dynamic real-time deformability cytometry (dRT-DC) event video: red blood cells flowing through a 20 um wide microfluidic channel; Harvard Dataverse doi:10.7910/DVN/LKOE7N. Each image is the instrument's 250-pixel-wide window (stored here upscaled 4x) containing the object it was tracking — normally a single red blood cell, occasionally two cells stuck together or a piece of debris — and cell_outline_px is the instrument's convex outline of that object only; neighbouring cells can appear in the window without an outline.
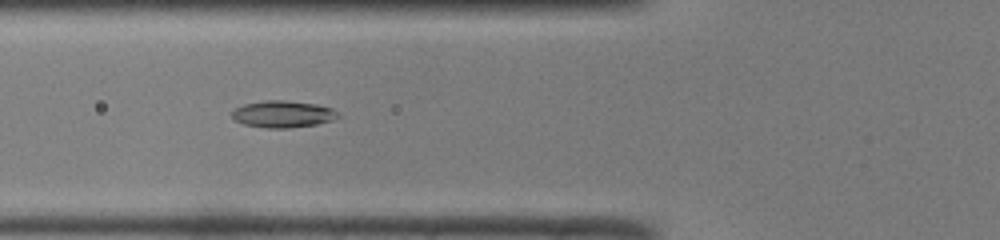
{"species": "common noctule bat (a hibernating species)", "species_latin": "Nyctalus noctula", "temperature_condition": "room temperature", "stored_images_in_passage": 38, "camera_frame_rate_fps": 3000, "um_per_image_px": 0.085, "animal": {"sex": "male", "body_mass_g": 19.0, "forearm_length_mm": 50.8}, "frame": {"image": 1, "passage_image": 7, "time_ms": 2.0, "image_size_px": [1000, 240], "cell_outline_px": [[340, 116], [332, 120], [316, 124], [288, 128], [268, 128], [244, 124], [236, 120], [232, 116], [232, 112], [236, 108], [244, 104], [268, 100], [284, 100], [316, 104], [332, 108]], "centroid_in_image_um": [24.05, 9.7], "position_along_channel_um": 101.7, "area_um2": 16.36}}
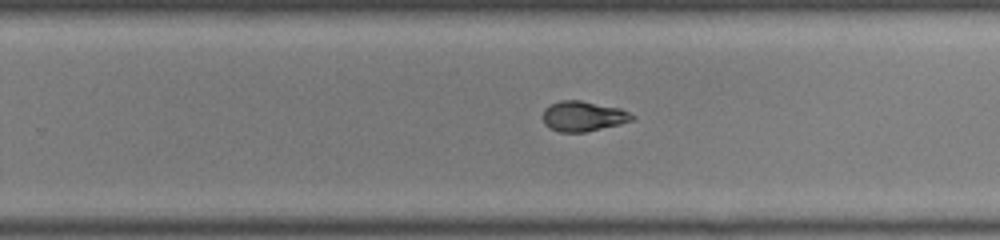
{"frame": {"image": 2, "passage_image": 20, "time_ms": 6.333, "image_size_px": [1000, 240], "cell_outline_px": [[636, 116], [632, 120], [620, 124], [584, 132], [560, 132], [548, 128], [544, 124], [544, 108], [560, 100], [580, 100], [620, 108]], "centroid_in_image_um": [49.56, 9.88], "position_along_channel_um": 280.2, "area_um2": 15.61}}
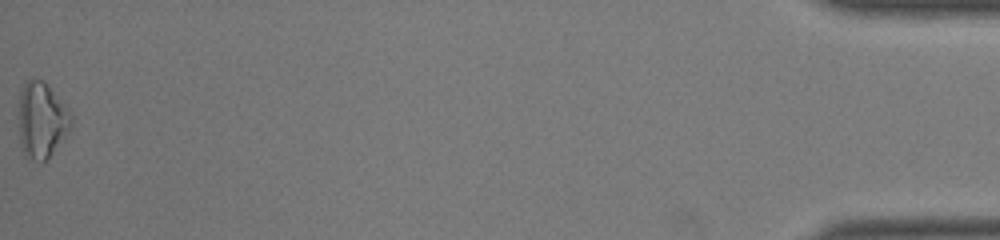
{"frame": {"image": 3, "passage_image": 38, "time_ms": 12.333, "image_size_px": [1000, 240], "cell_outline_px": [[72, 124], [52, 152], [44, 160], [40, 160], [24, 156], [20, 144], [20, 88], [28, 80], [40, 80], [48, 84], [72, 112]], "centroid_in_image_um": [3.55, 10.16], "position_along_channel_um": 431.6, "area_um2": 22.66}, "authors_computed_cell_mechanics": {"area_um2": 16.1262, "velocity_mm_per_s": 4.1323, "shape_relaxation_time_tau1_ms": null, "shape_relaxation_time_tau2_ms": 1.4825, "deformation_change_tau1": null, "deformation_change_tau2": 0.0746}}